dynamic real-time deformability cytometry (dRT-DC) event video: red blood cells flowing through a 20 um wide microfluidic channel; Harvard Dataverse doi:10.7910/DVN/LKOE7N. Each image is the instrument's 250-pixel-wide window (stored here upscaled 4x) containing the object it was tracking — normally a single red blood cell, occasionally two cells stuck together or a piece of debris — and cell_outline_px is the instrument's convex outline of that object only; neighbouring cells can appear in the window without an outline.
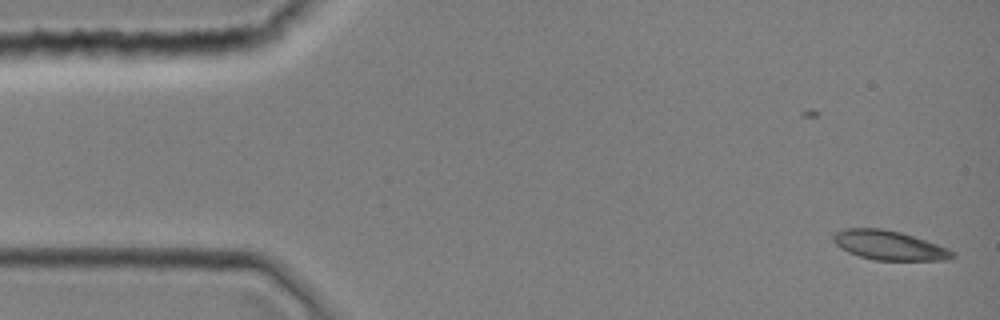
{"species": "common noctule bat (a hibernating species)", "species_latin": "Nyctalus noctula", "temperature_condition": "room temperature", "stored_images_in_passage": 5, "camera_frame_rate_fps": 3000, "um_per_image_px": 0.085, "animal": {"sex": "female", "body_mass_g": 19.0, "forearm_length_mm": 51.5}, "frame": {"image": 1, "passage_image": 1, "time_ms": 0.0, "image_size_px": [1000, 320], "cell_outline_px": [[956, 256], [948, 260], [872, 260], [848, 252], [840, 248], [832, 240], [832, 236], [836, 232], [844, 228], [880, 228], [900, 232], [948, 248], [956, 252]], "centroid_in_image_um": [75.57, 20.86], "position_along_channel_um": 9.4, "area_um2": 20.35}}